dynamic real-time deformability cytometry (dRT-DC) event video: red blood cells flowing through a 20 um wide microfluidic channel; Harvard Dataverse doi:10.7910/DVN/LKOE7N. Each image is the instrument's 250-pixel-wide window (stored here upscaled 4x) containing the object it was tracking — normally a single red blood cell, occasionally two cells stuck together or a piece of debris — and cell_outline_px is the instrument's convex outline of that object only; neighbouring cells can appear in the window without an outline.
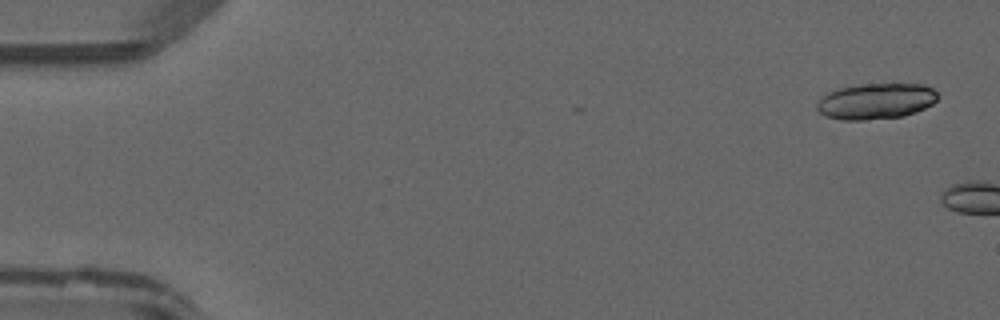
{"species": "common noctule bat (a hibernating species)", "species_latin": "Nyctalus noctula", "temperature_condition": "warm", "stored_images_in_passage": 2, "camera_frame_rate_fps": 3000, "um_per_image_px": 0.085, "animal": {"sex": "male", "forearm_length_mm": 52.5}, "frame": {"image": 1, "passage_image": 2, "time_ms": 0.333, "image_size_px": [1000, 320], "cell_outline_px": [[936, 100], [932, 104], [916, 112], [904, 116], [864, 120], [844, 120], [824, 116], [816, 108], [816, 104], [828, 92], [840, 88], [860, 84], [920, 84], [932, 88], [936, 92]], "centroid_in_image_um": [74.44, 8.61], "position_along_channel_um": 10.6, "area_um2": 25.09}}